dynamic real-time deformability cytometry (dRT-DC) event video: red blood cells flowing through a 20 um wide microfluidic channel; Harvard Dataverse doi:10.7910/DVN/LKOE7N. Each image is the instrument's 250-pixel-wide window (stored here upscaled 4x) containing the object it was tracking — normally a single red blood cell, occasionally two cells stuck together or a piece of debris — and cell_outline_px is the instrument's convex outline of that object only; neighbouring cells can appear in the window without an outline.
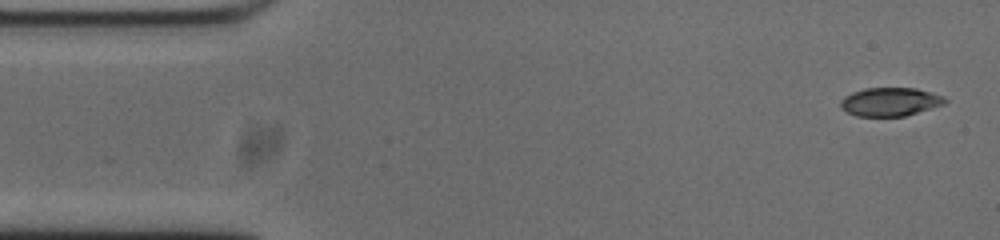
{"species": "common noctule bat (a hibernating species)", "species_latin": "Nyctalus noctula", "temperature_condition": "cold", "stored_images_in_passage": 52, "camera_frame_rate_fps": 3000, "um_per_image_px": 0.085, "animal": {"sex": "male", "body_mass_g": 20.0, "forearm_length_mm": 53.3}, "frame": {"image": 1, "passage_image": 1, "time_ms": 0.0, "image_size_px": [1000, 240], "cell_outline_px": [[948, 100], [944, 104], [904, 116], [856, 116], [840, 108], [840, 100], [844, 96], [852, 92], [864, 88], [916, 88], [944, 96]], "centroid_in_image_um": [75.64, 8.65], "position_along_channel_um": 9.4, "area_um2": 17.34}}
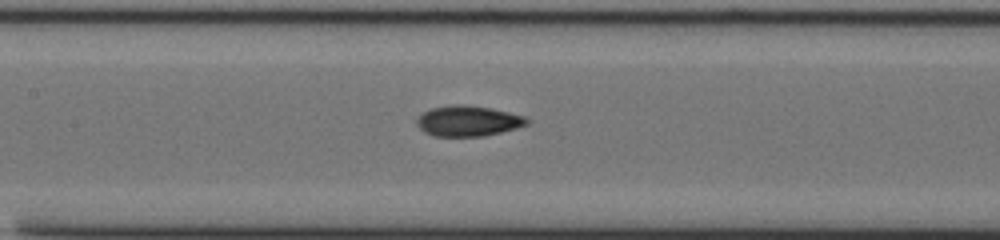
{"frame": {"image": 2, "passage_image": 22, "time_ms": 7.0, "image_size_px": [1000, 240], "cell_outline_px": [[528, 124], [516, 128], [484, 136], [432, 136], [424, 132], [416, 124], [416, 120], [424, 112], [432, 108], [452, 104], [460, 104], [492, 108], [524, 116], [528, 120]], "centroid_in_image_um": [39.77, 10.28], "position_along_channel_um": 167.6, "area_um2": 19.48}}
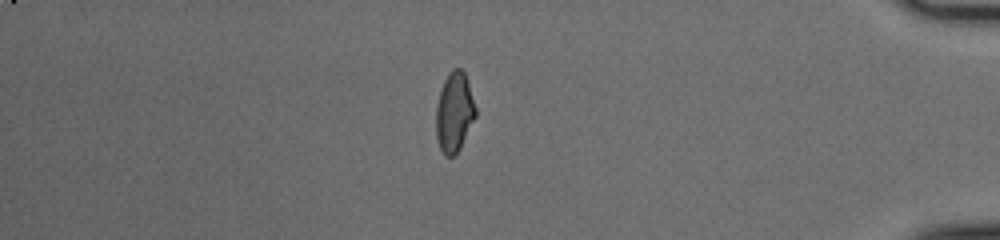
{"frame": {"image": 3, "passage_image": 44, "time_ms": 14.333, "image_size_px": [1000, 240], "cell_outline_px": [[476, 116], [456, 156], [444, 156], [440, 148], [436, 136], [436, 108], [440, 92], [444, 80], [452, 68], [460, 68], [464, 72], [476, 108]], "centroid_in_image_um": [38.61, 9.57], "position_along_channel_um": 396.6, "area_um2": 18.26}, "authors_computed_cell_mechanics": {"area_um2": 18.5538, "velocity_mm_per_s": 3.7488, "shape_relaxation_time_tau1_ms": null, "shape_relaxation_time_tau2_ms": 1.8602, "deformation_change_tau1": null, "deformation_change_tau2": 0.0818}}